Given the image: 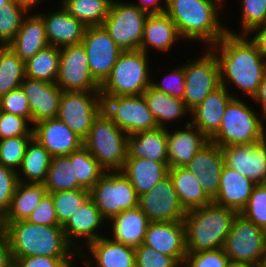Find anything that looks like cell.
<instances>
[{
    "label": "cell",
    "mask_w": 266,
    "mask_h": 267,
    "mask_svg": "<svg viewBox=\"0 0 266 267\" xmlns=\"http://www.w3.org/2000/svg\"><path fill=\"white\" fill-rule=\"evenodd\" d=\"M61 6L86 27L102 26L113 0H61Z\"/></svg>",
    "instance_id": "8d00e7d4"
},
{
    "label": "cell",
    "mask_w": 266,
    "mask_h": 267,
    "mask_svg": "<svg viewBox=\"0 0 266 267\" xmlns=\"http://www.w3.org/2000/svg\"><path fill=\"white\" fill-rule=\"evenodd\" d=\"M265 248L266 231L237 214L223 247L231 263L258 266Z\"/></svg>",
    "instance_id": "9c48e42d"
},
{
    "label": "cell",
    "mask_w": 266,
    "mask_h": 267,
    "mask_svg": "<svg viewBox=\"0 0 266 267\" xmlns=\"http://www.w3.org/2000/svg\"><path fill=\"white\" fill-rule=\"evenodd\" d=\"M165 13L175 23L182 39L216 44L226 33L219 14L225 0H165ZM220 10V11H219Z\"/></svg>",
    "instance_id": "7a4b0ae2"
},
{
    "label": "cell",
    "mask_w": 266,
    "mask_h": 267,
    "mask_svg": "<svg viewBox=\"0 0 266 267\" xmlns=\"http://www.w3.org/2000/svg\"><path fill=\"white\" fill-rule=\"evenodd\" d=\"M31 111V124L57 118L62 90L56 83L25 77L21 83Z\"/></svg>",
    "instance_id": "d6986e66"
},
{
    "label": "cell",
    "mask_w": 266,
    "mask_h": 267,
    "mask_svg": "<svg viewBox=\"0 0 266 267\" xmlns=\"http://www.w3.org/2000/svg\"><path fill=\"white\" fill-rule=\"evenodd\" d=\"M240 214L266 231V184H257Z\"/></svg>",
    "instance_id": "bcb514c9"
},
{
    "label": "cell",
    "mask_w": 266,
    "mask_h": 267,
    "mask_svg": "<svg viewBox=\"0 0 266 267\" xmlns=\"http://www.w3.org/2000/svg\"><path fill=\"white\" fill-rule=\"evenodd\" d=\"M151 86L168 95L183 99L185 91V73L183 65L171 69L170 73L163 77V81L159 83L151 81Z\"/></svg>",
    "instance_id": "f5cc1de1"
},
{
    "label": "cell",
    "mask_w": 266,
    "mask_h": 267,
    "mask_svg": "<svg viewBox=\"0 0 266 267\" xmlns=\"http://www.w3.org/2000/svg\"><path fill=\"white\" fill-rule=\"evenodd\" d=\"M44 13L38 14L43 18L49 45L60 48L81 43L87 29L81 21L70 15L61 5L55 11Z\"/></svg>",
    "instance_id": "484cf974"
},
{
    "label": "cell",
    "mask_w": 266,
    "mask_h": 267,
    "mask_svg": "<svg viewBox=\"0 0 266 267\" xmlns=\"http://www.w3.org/2000/svg\"><path fill=\"white\" fill-rule=\"evenodd\" d=\"M28 12L16 0H11L4 7L0 6V46H6L14 39Z\"/></svg>",
    "instance_id": "7bdbcfd3"
},
{
    "label": "cell",
    "mask_w": 266,
    "mask_h": 267,
    "mask_svg": "<svg viewBox=\"0 0 266 267\" xmlns=\"http://www.w3.org/2000/svg\"><path fill=\"white\" fill-rule=\"evenodd\" d=\"M185 129L169 132L167 129V157L170 168L186 167L193 157L204 148L210 140L190 121Z\"/></svg>",
    "instance_id": "7402d4cb"
},
{
    "label": "cell",
    "mask_w": 266,
    "mask_h": 267,
    "mask_svg": "<svg viewBox=\"0 0 266 267\" xmlns=\"http://www.w3.org/2000/svg\"><path fill=\"white\" fill-rule=\"evenodd\" d=\"M237 214L214 202L186 211L183 224L187 252L223 248Z\"/></svg>",
    "instance_id": "277c9868"
},
{
    "label": "cell",
    "mask_w": 266,
    "mask_h": 267,
    "mask_svg": "<svg viewBox=\"0 0 266 267\" xmlns=\"http://www.w3.org/2000/svg\"><path fill=\"white\" fill-rule=\"evenodd\" d=\"M143 244L172 257L182 267L187 254L183 221L150 222Z\"/></svg>",
    "instance_id": "ac0fdd59"
},
{
    "label": "cell",
    "mask_w": 266,
    "mask_h": 267,
    "mask_svg": "<svg viewBox=\"0 0 266 267\" xmlns=\"http://www.w3.org/2000/svg\"><path fill=\"white\" fill-rule=\"evenodd\" d=\"M11 0H0V6L4 7L6 4H8Z\"/></svg>",
    "instance_id": "e7e4bbea"
},
{
    "label": "cell",
    "mask_w": 266,
    "mask_h": 267,
    "mask_svg": "<svg viewBox=\"0 0 266 267\" xmlns=\"http://www.w3.org/2000/svg\"><path fill=\"white\" fill-rule=\"evenodd\" d=\"M225 164L256 184H266V138L222 148Z\"/></svg>",
    "instance_id": "e0dca14e"
},
{
    "label": "cell",
    "mask_w": 266,
    "mask_h": 267,
    "mask_svg": "<svg viewBox=\"0 0 266 267\" xmlns=\"http://www.w3.org/2000/svg\"><path fill=\"white\" fill-rule=\"evenodd\" d=\"M25 77V62L8 45L0 46V97L20 88Z\"/></svg>",
    "instance_id": "f35d334b"
},
{
    "label": "cell",
    "mask_w": 266,
    "mask_h": 267,
    "mask_svg": "<svg viewBox=\"0 0 266 267\" xmlns=\"http://www.w3.org/2000/svg\"><path fill=\"white\" fill-rule=\"evenodd\" d=\"M127 138L102 109L94 118L83 145L105 171L122 170L127 158Z\"/></svg>",
    "instance_id": "8992f818"
},
{
    "label": "cell",
    "mask_w": 266,
    "mask_h": 267,
    "mask_svg": "<svg viewBox=\"0 0 266 267\" xmlns=\"http://www.w3.org/2000/svg\"><path fill=\"white\" fill-rule=\"evenodd\" d=\"M127 158H143L168 163L167 129L158 127L128 135Z\"/></svg>",
    "instance_id": "f546056e"
},
{
    "label": "cell",
    "mask_w": 266,
    "mask_h": 267,
    "mask_svg": "<svg viewBox=\"0 0 266 267\" xmlns=\"http://www.w3.org/2000/svg\"><path fill=\"white\" fill-rule=\"evenodd\" d=\"M81 44L87 54L90 73L101 86L110 75L123 50L103 26L87 27Z\"/></svg>",
    "instance_id": "5bb4252c"
},
{
    "label": "cell",
    "mask_w": 266,
    "mask_h": 267,
    "mask_svg": "<svg viewBox=\"0 0 266 267\" xmlns=\"http://www.w3.org/2000/svg\"><path fill=\"white\" fill-rule=\"evenodd\" d=\"M241 4V29L239 34L227 28V33L247 35L253 28L266 22V0H239Z\"/></svg>",
    "instance_id": "f6af8a7d"
},
{
    "label": "cell",
    "mask_w": 266,
    "mask_h": 267,
    "mask_svg": "<svg viewBox=\"0 0 266 267\" xmlns=\"http://www.w3.org/2000/svg\"><path fill=\"white\" fill-rule=\"evenodd\" d=\"M59 226H64L73 214L90 198L89 190L77 189L50 193Z\"/></svg>",
    "instance_id": "b9f144b4"
},
{
    "label": "cell",
    "mask_w": 266,
    "mask_h": 267,
    "mask_svg": "<svg viewBox=\"0 0 266 267\" xmlns=\"http://www.w3.org/2000/svg\"><path fill=\"white\" fill-rule=\"evenodd\" d=\"M108 222L113 225L111 226L112 236L110 238L133 248L143 244L144 236L150 223L148 217L139 206L122 211Z\"/></svg>",
    "instance_id": "4dcf8cb0"
},
{
    "label": "cell",
    "mask_w": 266,
    "mask_h": 267,
    "mask_svg": "<svg viewBox=\"0 0 266 267\" xmlns=\"http://www.w3.org/2000/svg\"><path fill=\"white\" fill-rule=\"evenodd\" d=\"M250 34H255L250 41L255 45L261 56L266 60V22L253 28L246 36H249Z\"/></svg>",
    "instance_id": "9f6ffc18"
},
{
    "label": "cell",
    "mask_w": 266,
    "mask_h": 267,
    "mask_svg": "<svg viewBox=\"0 0 266 267\" xmlns=\"http://www.w3.org/2000/svg\"><path fill=\"white\" fill-rule=\"evenodd\" d=\"M139 207L150 222L183 221L186 214L169 174L150 191L139 196Z\"/></svg>",
    "instance_id": "2e32d148"
},
{
    "label": "cell",
    "mask_w": 266,
    "mask_h": 267,
    "mask_svg": "<svg viewBox=\"0 0 266 267\" xmlns=\"http://www.w3.org/2000/svg\"><path fill=\"white\" fill-rule=\"evenodd\" d=\"M48 45L43 18L37 13H28L24 17L17 35L8 44L11 50L24 62Z\"/></svg>",
    "instance_id": "83f0119b"
},
{
    "label": "cell",
    "mask_w": 266,
    "mask_h": 267,
    "mask_svg": "<svg viewBox=\"0 0 266 267\" xmlns=\"http://www.w3.org/2000/svg\"><path fill=\"white\" fill-rule=\"evenodd\" d=\"M101 97L103 111L127 135L158 128L143 95Z\"/></svg>",
    "instance_id": "4fadbf2b"
},
{
    "label": "cell",
    "mask_w": 266,
    "mask_h": 267,
    "mask_svg": "<svg viewBox=\"0 0 266 267\" xmlns=\"http://www.w3.org/2000/svg\"><path fill=\"white\" fill-rule=\"evenodd\" d=\"M20 5L25 6L29 11L32 10V8H35V6H37V4L39 5V3L42 0H16Z\"/></svg>",
    "instance_id": "94428289"
},
{
    "label": "cell",
    "mask_w": 266,
    "mask_h": 267,
    "mask_svg": "<svg viewBox=\"0 0 266 267\" xmlns=\"http://www.w3.org/2000/svg\"><path fill=\"white\" fill-rule=\"evenodd\" d=\"M0 229L8 238L12 259L26 256L79 255L67 241L62 226L36 225L27 220H21L14 223H0Z\"/></svg>",
    "instance_id": "3957f363"
},
{
    "label": "cell",
    "mask_w": 266,
    "mask_h": 267,
    "mask_svg": "<svg viewBox=\"0 0 266 267\" xmlns=\"http://www.w3.org/2000/svg\"><path fill=\"white\" fill-rule=\"evenodd\" d=\"M135 267H181L172 257L144 244L135 248Z\"/></svg>",
    "instance_id": "f907efd6"
},
{
    "label": "cell",
    "mask_w": 266,
    "mask_h": 267,
    "mask_svg": "<svg viewBox=\"0 0 266 267\" xmlns=\"http://www.w3.org/2000/svg\"><path fill=\"white\" fill-rule=\"evenodd\" d=\"M247 104L238 97H233L229 101L220 128L210 139V142L223 148L257 143L266 138L262 113L259 116Z\"/></svg>",
    "instance_id": "5b68a950"
},
{
    "label": "cell",
    "mask_w": 266,
    "mask_h": 267,
    "mask_svg": "<svg viewBox=\"0 0 266 267\" xmlns=\"http://www.w3.org/2000/svg\"><path fill=\"white\" fill-rule=\"evenodd\" d=\"M142 95L160 128L167 129L166 124L171 125V121H176L178 118L181 120L183 116L190 114L182 99L159 91L151 85Z\"/></svg>",
    "instance_id": "d6a6232c"
},
{
    "label": "cell",
    "mask_w": 266,
    "mask_h": 267,
    "mask_svg": "<svg viewBox=\"0 0 266 267\" xmlns=\"http://www.w3.org/2000/svg\"><path fill=\"white\" fill-rule=\"evenodd\" d=\"M56 84L62 91H100L90 73L83 45L60 47L59 72Z\"/></svg>",
    "instance_id": "9a60e30c"
},
{
    "label": "cell",
    "mask_w": 266,
    "mask_h": 267,
    "mask_svg": "<svg viewBox=\"0 0 266 267\" xmlns=\"http://www.w3.org/2000/svg\"><path fill=\"white\" fill-rule=\"evenodd\" d=\"M105 220L95 203L89 198L62 228L67 241L80 253L81 247H84V245H79V242H77L79 240L77 239H80V241L85 239L84 242L87 246L89 243L104 236L101 235V232L100 234L99 232L97 233V231L102 228V225L104 226L103 222Z\"/></svg>",
    "instance_id": "d4e9b609"
},
{
    "label": "cell",
    "mask_w": 266,
    "mask_h": 267,
    "mask_svg": "<svg viewBox=\"0 0 266 267\" xmlns=\"http://www.w3.org/2000/svg\"><path fill=\"white\" fill-rule=\"evenodd\" d=\"M92 259L82 251L79 257L87 267H135V248L102 236L85 247ZM88 257V258H87ZM94 260V261H93ZM95 263V264H94Z\"/></svg>",
    "instance_id": "603a6c76"
},
{
    "label": "cell",
    "mask_w": 266,
    "mask_h": 267,
    "mask_svg": "<svg viewBox=\"0 0 266 267\" xmlns=\"http://www.w3.org/2000/svg\"><path fill=\"white\" fill-rule=\"evenodd\" d=\"M46 193L44 184L19 182L13 194L8 213L0 223L27 220Z\"/></svg>",
    "instance_id": "e575fe53"
},
{
    "label": "cell",
    "mask_w": 266,
    "mask_h": 267,
    "mask_svg": "<svg viewBox=\"0 0 266 267\" xmlns=\"http://www.w3.org/2000/svg\"><path fill=\"white\" fill-rule=\"evenodd\" d=\"M226 87L220 86L190 110L191 122L209 140L218 132L227 104L233 97Z\"/></svg>",
    "instance_id": "cb8c5ba5"
},
{
    "label": "cell",
    "mask_w": 266,
    "mask_h": 267,
    "mask_svg": "<svg viewBox=\"0 0 266 267\" xmlns=\"http://www.w3.org/2000/svg\"><path fill=\"white\" fill-rule=\"evenodd\" d=\"M51 158L49 152L33 137L17 171L19 182L44 184Z\"/></svg>",
    "instance_id": "d590c367"
},
{
    "label": "cell",
    "mask_w": 266,
    "mask_h": 267,
    "mask_svg": "<svg viewBox=\"0 0 266 267\" xmlns=\"http://www.w3.org/2000/svg\"><path fill=\"white\" fill-rule=\"evenodd\" d=\"M168 174L173 181L178 200L185 211L212 202L203 191L196 176L185 167L170 168Z\"/></svg>",
    "instance_id": "836d02e7"
},
{
    "label": "cell",
    "mask_w": 266,
    "mask_h": 267,
    "mask_svg": "<svg viewBox=\"0 0 266 267\" xmlns=\"http://www.w3.org/2000/svg\"><path fill=\"white\" fill-rule=\"evenodd\" d=\"M129 179L138 196L150 191L168 175V163L143 158H126L121 170Z\"/></svg>",
    "instance_id": "1f68e13d"
},
{
    "label": "cell",
    "mask_w": 266,
    "mask_h": 267,
    "mask_svg": "<svg viewBox=\"0 0 266 267\" xmlns=\"http://www.w3.org/2000/svg\"><path fill=\"white\" fill-rule=\"evenodd\" d=\"M231 261L223 248L187 252L182 267H230Z\"/></svg>",
    "instance_id": "7dc6e473"
},
{
    "label": "cell",
    "mask_w": 266,
    "mask_h": 267,
    "mask_svg": "<svg viewBox=\"0 0 266 267\" xmlns=\"http://www.w3.org/2000/svg\"><path fill=\"white\" fill-rule=\"evenodd\" d=\"M44 186L47 193L85 189L77 182L67 155L51 158Z\"/></svg>",
    "instance_id": "ab89813d"
},
{
    "label": "cell",
    "mask_w": 266,
    "mask_h": 267,
    "mask_svg": "<svg viewBox=\"0 0 266 267\" xmlns=\"http://www.w3.org/2000/svg\"><path fill=\"white\" fill-rule=\"evenodd\" d=\"M27 221L36 225L59 226L56 210L50 193H46Z\"/></svg>",
    "instance_id": "db71d44e"
},
{
    "label": "cell",
    "mask_w": 266,
    "mask_h": 267,
    "mask_svg": "<svg viewBox=\"0 0 266 267\" xmlns=\"http://www.w3.org/2000/svg\"><path fill=\"white\" fill-rule=\"evenodd\" d=\"M0 267H13L10 244L6 234L0 229Z\"/></svg>",
    "instance_id": "6f0895ef"
},
{
    "label": "cell",
    "mask_w": 266,
    "mask_h": 267,
    "mask_svg": "<svg viewBox=\"0 0 266 267\" xmlns=\"http://www.w3.org/2000/svg\"><path fill=\"white\" fill-rule=\"evenodd\" d=\"M148 14L131 2L113 0L102 26L123 51L140 50Z\"/></svg>",
    "instance_id": "30bf717a"
},
{
    "label": "cell",
    "mask_w": 266,
    "mask_h": 267,
    "mask_svg": "<svg viewBox=\"0 0 266 267\" xmlns=\"http://www.w3.org/2000/svg\"><path fill=\"white\" fill-rule=\"evenodd\" d=\"M193 60L188 59L183 65L185 91L182 100L189 110L200 104L208 94L221 86L219 63L210 48Z\"/></svg>",
    "instance_id": "8fae6325"
},
{
    "label": "cell",
    "mask_w": 266,
    "mask_h": 267,
    "mask_svg": "<svg viewBox=\"0 0 266 267\" xmlns=\"http://www.w3.org/2000/svg\"><path fill=\"white\" fill-rule=\"evenodd\" d=\"M258 267H266V248H265V251L261 257V260H260Z\"/></svg>",
    "instance_id": "6125c7cd"
},
{
    "label": "cell",
    "mask_w": 266,
    "mask_h": 267,
    "mask_svg": "<svg viewBox=\"0 0 266 267\" xmlns=\"http://www.w3.org/2000/svg\"><path fill=\"white\" fill-rule=\"evenodd\" d=\"M18 183L17 172L0 164V222L8 213Z\"/></svg>",
    "instance_id": "681fc988"
},
{
    "label": "cell",
    "mask_w": 266,
    "mask_h": 267,
    "mask_svg": "<svg viewBox=\"0 0 266 267\" xmlns=\"http://www.w3.org/2000/svg\"><path fill=\"white\" fill-rule=\"evenodd\" d=\"M246 35L226 33L209 48L217 57L220 68V83L228 89L234 84L252 99L266 73V60Z\"/></svg>",
    "instance_id": "6da1fadb"
},
{
    "label": "cell",
    "mask_w": 266,
    "mask_h": 267,
    "mask_svg": "<svg viewBox=\"0 0 266 267\" xmlns=\"http://www.w3.org/2000/svg\"><path fill=\"white\" fill-rule=\"evenodd\" d=\"M33 133L52 157L69 155L83 145V140L58 118L37 122Z\"/></svg>",
    "instance_id": "44dd1931"
},
{
    "label": "cell",
    "mask_w": 266,
    "mask_h": 267,
    "mask_svg": "<svg viewBox=\"0 0 266 267\" xmlns=\"http://www.w3.org/2000/svg\"><path fill=\"white\" fill-rule=\"evenodd\" d=\"M181 38L175 23L165 12L148 14L144 24L140 50L148 54L149 48H155V50L164 53L170 51L171 47Z\"/></svg>",
    "instance_id": "f1b7e54d"
},
{
    "label": "cell",
    "mask_w": 266,
    "mask_h": 267,
    "mask_svg": "<svg viewBox=\"0 0 266 267\" xmlns=\"http://www.w3.org/2000/svg\"><path fill=\"white\" fill-rule=\"evenodd\" d=\"M33 137L19 136L0 140V164L17 172Z\"/></svg>",
    "instance_id": "ee69618b"
},
{
    "label": "cell",
    "mask_w": 266,
    "mask_h": 267,
    "mask_svg": "<svg viewBox=\"0 0 266 267\" xmlns=\"http://www.w3.org/2000/svg\"><path fill=\"white\" fill-rule=\"evenodd\" d=\"M224 165L222 148L209 142L185 168L196 176L205 194L213 200L219 191L220 175Z\"/></svg>",
    "instance_id": "ffe728a7"
},
{
    "label": "cell",
    "mask_w": 266,
    "mask_h": 267,
    "mask_svg": "<svg viewBox=\"0 0 266 267\" xmlns=\"http://www.w3.org/2000/svg\"><path fill=\"white\" fill-rule=\"evenodd\" d=\"M252 100L253 102L256 101V103L259 101V104L262 106L263 118L265 117L264 119H266V73L262 78L257 94Z\"/></svg>",
    "instance_id": "91938a15"
},
{
    "label": "cell",
    "mask_w": 266,
    "mask_h": 267,
    "mask_svg": "<svg viewBox=\"0 0 266 267\" xmlns=\"http://www.w3.org/2000/svg\"><path fill=\"white\" fill-rule=\"evenodd\" d=\"M89 194L106 221L122 211L139 206V196L121 170L106 171Z\"/></svg>",
    "instance_id": "ba28073f"
},
{
    "label": "cell",
    "mask_w": 266,
    "mask_h": 267,
    "mask_svg": "<svg viewBox=\"0 0 266 267\" xmlns=\"http://www.w3.org/2000/svg\"><path fill=\"white\" fill-rule=\"evenodd\" d=\"M160 1L162 2V0H140L139 3L132 2V4L136 5L147 14H160L164 13L166 8V3L161 4Z\"/></svg>",
    "instance_id": "680465c9"
},
{
    "label": "cell",
    "mask_w": 266,
    "mask_h": 267,
    "mask_svg": "<svg viewBox=\"0 0 266 267\" xmlns=\"http://www.w3.org/2000/svg\"><path fill=\"white\" fill-rule=\"evenodd\" d=\"M72 259L73 257L26 256L13 259V267H74Z\"/></svg>",
    "instance_id": "11a10c76"
},
{
    "label": "cell",
    "mask_w": 266,
    "mask_h": 267,
    "mask_svg": "<svg viewBox=\"0 0 266 267\" xmlns=\"http://www.w3.org/2000/svg\"><path fill=\"white\" fill-rule=\"evenodd\" d=\"M230 267H258L255 265H244V264H231Z\"/></svg>",
    "instance_id": "be15d7a7"
},
{
    "label": "cell",
    "mask_w": 266,
    "mask_h": 267,
    "mask_svg": "<svg viewBox=\"0 0 266 267\" xmlns=\"http://www.w3.org/2000/svg\"><path fill=\"white\" fill-rule=\"evenodd\" d=\"M141 50L123 51L100 86L101 96H139L151 85L148 56Z\"/></svg>",
    "instance_id": "52a82bcc"
},
{
    "label": "cell",
    "mask_w": 266,
    "mask_h": 267,
    "mask_svg": "<svg viewBox=\"0 0 266 267\" xmlns=\"http://www.w3.org/2000/svg\"><path fill=\"white\" fill-rule=\"evenodd\" d=\"M19 115L0 112V140L19 136H34L33 126Z\"/></svg>",
    "instance_id": "c3c4849f"
},
{
    "label": "cell",
    "mask_w": 266,
    "mask_h": 267,
    "mask_svg": "<svg viewBox=\"0 0 266 267\" xmlns=\"http://www.w3.org/2000/svg\"><path fill=\"white\" fill-rule=\"evenodd\" d=\"M101 110L100 91H62L57 118L84 140Z\"/></svg>",
    "instance_id": "7c38bea8"
},
{
    "label": "cell",
    "mask_w": 266,
    "mask_h": 267,
    "mask_svg": "<svg viewBox=\"0 0 266 267\" xmlns=\"http://www.w3.org/2000/svg\"><path fill=\"white\" fill-rule=\"evenodd\" d=\"M59 59L60 48L48 45L25 62L26 77L56 83Z\"/></svg>",
    "instance_id": "74e56055"
},
{
    "label": "cell",
    "mask_w": 266,
    "mask_h": 267,
    "mask_svg": "<svg viewBox=\"0 0 266 267\" xmlns=\"http://www.w3.org/2000/svg\"><path fill=\"white\" fill-rule=\"evenodd\" d=\"M67 156L70 158L77 182L87 190H90L106 172L84 145Z\"/></svg>",
    "instance_id": "60d3db41"
},
{
    "label": "cell",
    "mask_w": 266,
    "mask_h": 267,
    "mask_svg": "<svg viewBox=\"0 0 266 267\" xmlns=\"http://www.w3.org/2000/svg\"><path fill=\"white\" fill-rule=\"evenodd\" d=\"M256 185L254 181L244 177L225 164L220 175L218 194L212 202L240 214L247 205L249 197Z\"/></svg>",
    "instance_id": "4316f807"
},
{
    "label": "cell",
    "mask_w": 266,
    "mask_h": 267,
    "mask_svg": "<svg viewBox=\"0 0 266 267\" xmlns=\"http://www.w3.org/2000/svg\"><path fill=\"white\" fill-rule=\"evenodd\" d=\"M0 109L2 112L22 116L31 123L30 106L21 87L0 97Z\"/></svg>",
    "instance_id": "816d5d0a"
}]
</instances>
